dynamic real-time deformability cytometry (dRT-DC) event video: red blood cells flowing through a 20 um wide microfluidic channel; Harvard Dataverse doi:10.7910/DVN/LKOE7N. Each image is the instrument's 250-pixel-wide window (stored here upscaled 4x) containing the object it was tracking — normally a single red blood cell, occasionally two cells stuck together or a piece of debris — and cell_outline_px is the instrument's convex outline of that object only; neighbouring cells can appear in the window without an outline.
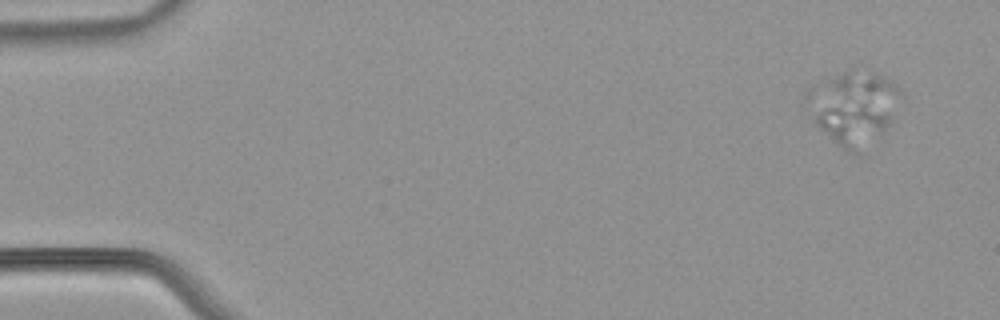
{"species": "common noctule bat (a hibernating species)", "species_latin": "Nyctalus noctula", "temperature_condition": "warm", "stored_images_in_passage": 51, "camera_frame_rate_fps": 3000, "um_per_image_px": 0.085, "animal": {"sex": "male", "body_mass_g": 21.5, "forearm_length_mm": 52.0}, "frame": {"image": 1, "passage_image": 1, "time_ms": 0.0, "image_size_px": [1000, 320], "cell_outline_px": [[892, 116], [884, 132], [880, 136], [860, 152], [848, 152], [820, 128], [816, 124], [804, 108], [804, 96], [808, 92], [864, 104], [884, 112]], "centroid_in_image_um": [71.97, 10.26], "position_along_channel_um": 13.0, "area_um2": 22.48}}
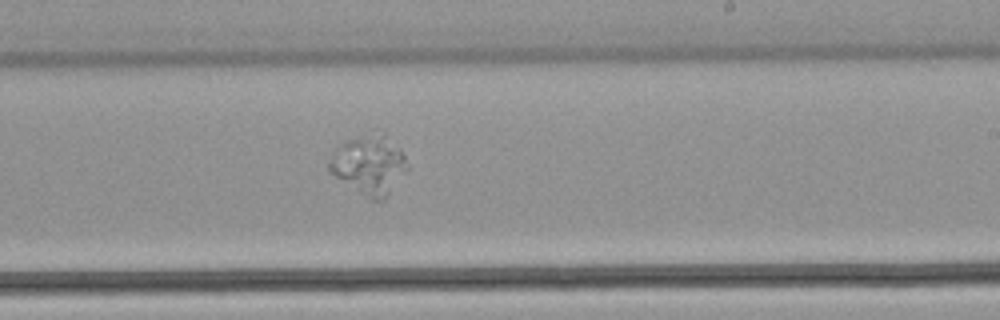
{"frame": {"image": 2, "passage_image": 30, "time_ms": 9.667, "image_size_px": [1000, 320], "cell_outline_px": [[408, 168], [388, 196], [384, 200], [372, 200], [336, 176], [328, 168], [328, 164], [336, 148], [340, 144], [348, 140], [384, 132], [400, 148], [408, 164]], "centroid_in_image_um": [31.43, 14.02], "position_along_channel_um": 257.6, "area_um2": 26.18}}
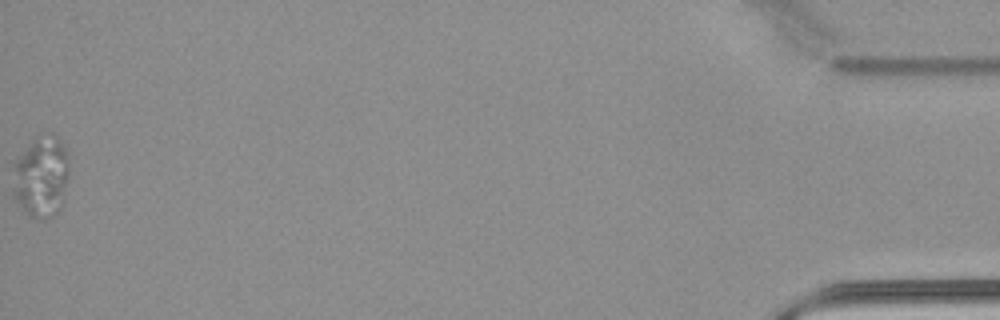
{"frame": {"image": 3, "passage_image": 51, "time_ms": 16.667, "image_size_px": [1000, 320], "cell_outline_px": [[68, 180], [60, 208], [52, 216], [44, 220], [40, 220], [28, 216], [12, 196], [12, 192], [16, 160], [36, 136], [52, 132], [64, 144], [68, 152]], "centroid_in_image_um": [3.53, 15.02], "position_along_channel_um": 431.7, "area_um2": 26.93}}